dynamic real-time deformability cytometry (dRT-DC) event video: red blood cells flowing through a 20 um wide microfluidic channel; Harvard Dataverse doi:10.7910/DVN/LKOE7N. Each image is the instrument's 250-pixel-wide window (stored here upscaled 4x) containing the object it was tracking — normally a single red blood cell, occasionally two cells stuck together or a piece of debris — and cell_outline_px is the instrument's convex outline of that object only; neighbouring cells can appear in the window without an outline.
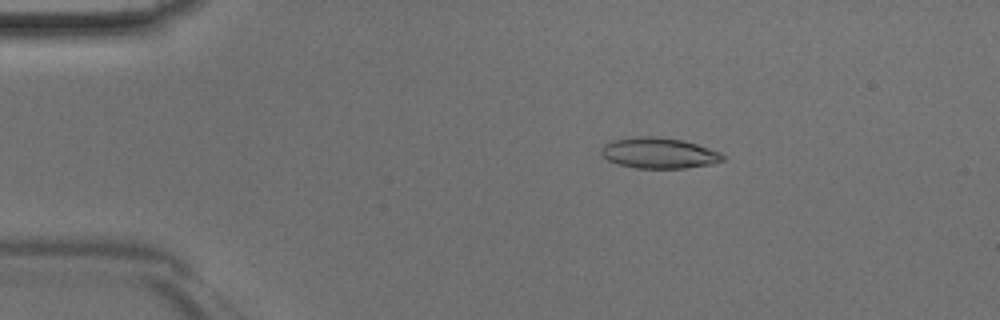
{"species": "Egyptian fruit bat (a non-hibernating species)", "species_latin": "Rousettus aegyptiacus", "temperature_condition": "room temperature", "stored_images_in_passage": 42, "camera_frame_rate_fps": 3000, "um_per_image_px": 0.085, "animal": {"sex": "male"}, "frame": {"image": 1, "passage_image": 4, "time_ms": 1.0, "image_size_px": [1000, 320], "cell_outline_px": [[724, 160], [712, 164], [688, 168], [636, 168], [620, 164], [608, 160], [600, 152], [600, 148], [604, 144], [612, 140], [636, 136], [660, 136], [684, 140], [720, 152], [724, 156]], "centroid_in_image_um": [56.0, 13.0], "position_along_channel_um": 29.0, "area_um2": 21.91}}
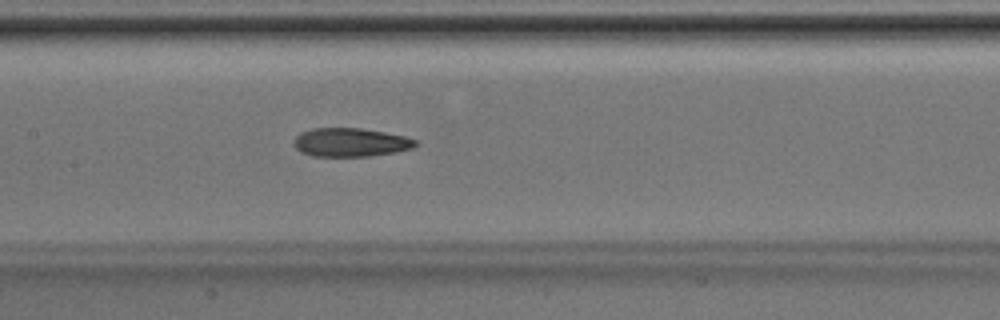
{"frame": {"image": 2, "passage_image": 18, "time_ms": 5.667, "image_size_px": [1000, 320], "cell_outline_px": [[416, 144], [412, 148], [396, 152], [368, 156], [312, 156], [300, 152], [292, 144], [292, 140], [300, 132], [312, 128], [360, 128], [384, 132], [404, 136], [416, 140]], "centroid_in_image_um": [29.73, 12.1], "position_along_channel_um": 177.7, "area_um2": 20.35}}
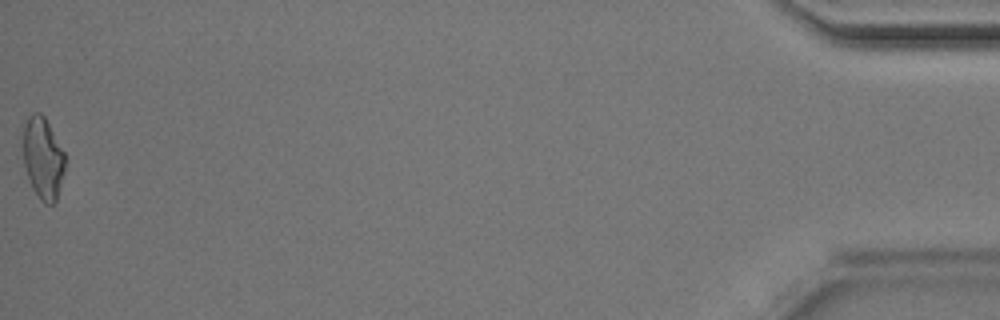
{"frame": {"image": 3, "passage_image": 42, "time_ms": 13.667, "image_size_px": [1000, 320], "cell_outline_px": [[64, 172], [56, 200], [52, 204], [44, 204], [40, 200], [32, 188], [24, 164], [24, 124], [28, 116], [32, 112], [40, 112], [44, 116], [64, 152]], "centroid_in_image_um": [3.65, 13.44], "position_along_channel_um": 431.6, "area_um2": 19.71}}